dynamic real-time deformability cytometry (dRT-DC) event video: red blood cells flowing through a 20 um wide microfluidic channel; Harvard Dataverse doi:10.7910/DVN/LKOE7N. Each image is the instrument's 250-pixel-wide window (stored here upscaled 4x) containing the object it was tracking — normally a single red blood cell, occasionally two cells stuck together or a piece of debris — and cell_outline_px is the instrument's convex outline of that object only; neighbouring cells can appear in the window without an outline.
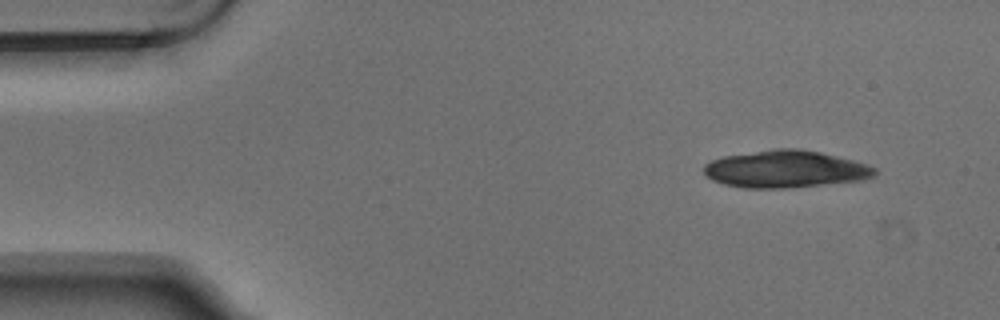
{"species": "Egyptian fruit bat (a non-hibernating species)", "species_latin": "Rousettus aegyptiacus", "temperature_condition": "warm", "stored_images_in_passage": 10, "camera_frame_rate_fps": 3000, "um_per_image_px": 0.085, "animal": {"sex": "male"}, "frame": {"image": 1, "passage_image": 1, "time_ms": 0.0, "image_size_px": [1000, 320], "cell_outline_px": [[876, 172], [872, 176], [864, 180], [784, 188], [744, 188], [724, 184], [712, 180], [704, 176], [704, 164], [712, 160], [724, 156], [772, 148], [800, 148], [820, 152], [868, 164], [876, 168]], "centroid_in_image_um": [66.73, 14.37], "position_along_channel_um": 18.3, "area_um2": 37.17}}
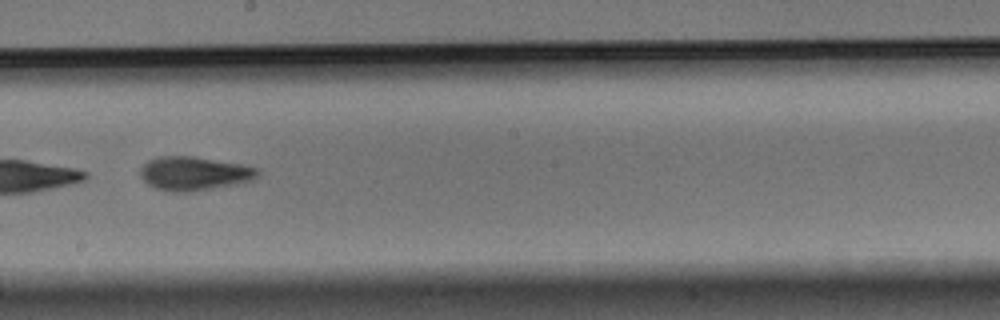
{"frame": {"image": 2, "passage_image": 8, "time_ms": 2.333, "image_size_px": [1000, 320], "cell_outline_px": [[260, 172], [256, 176], [248, 180], [232, 184], [188, 192], [172, 192], [156, 188], [148, 184], [140, 176], [140, 168], [148, 160], [156, 156], [196, 156], [240, 164], [256, 168]], "centroid_in_image_um": [16.42, 14.72], "position_along_channel_um": 231.8, "area_um2": 22.77}}
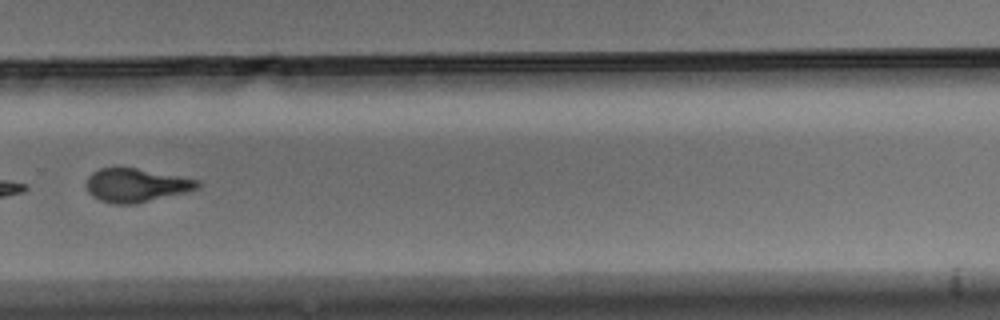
{"frame": {"image": 3, "passage_image": 10, "time_ms": 3.0, "image_size_px": [1000, 320], "cell_outline_px": [[200, 188], [136, 204], [116, 204], [100, 200], [92, 196], [88, 192], [88, 176], [92, 172], [100, 168], [136, 168], [200, 180]], "centroid_in_image_um": [11.58, 15.75], "position_along_channel_um": 318.2, "area_um2": 21.5}}